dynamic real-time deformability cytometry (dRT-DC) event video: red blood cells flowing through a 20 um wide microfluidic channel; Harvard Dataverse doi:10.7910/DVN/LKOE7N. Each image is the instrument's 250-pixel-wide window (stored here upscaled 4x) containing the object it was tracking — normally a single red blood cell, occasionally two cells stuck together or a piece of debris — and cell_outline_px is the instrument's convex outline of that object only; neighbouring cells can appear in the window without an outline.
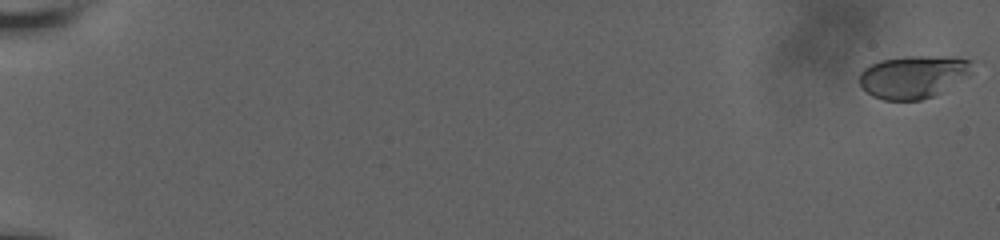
{"species": "human", "species_latin": "Homo sapiens", "temperature_condition": "room temperature", "stored_images_in_passage": 19, "camera_frame_rate_fps": 3000, "um_per_image_px": 0.085, "donor": {"sex": "male"}, "frame": {"image": 1, "passage_image": 1, "time_ms": 0.0, "image_size_px": [1000, 240], "cell_outline_px": [[972, 72], [968, 76], [940, 92], [932, 96], [920, 100], [884, 100], [872, 96], [860, 84], [860, 72], [864, 68], [880, 60], [904, 56], [956, 56], [968, 60]], "centroid_in_image_um": [77.62, 6.51], "position_along_channel_um": 7.4, "area_um2": 27.92}}
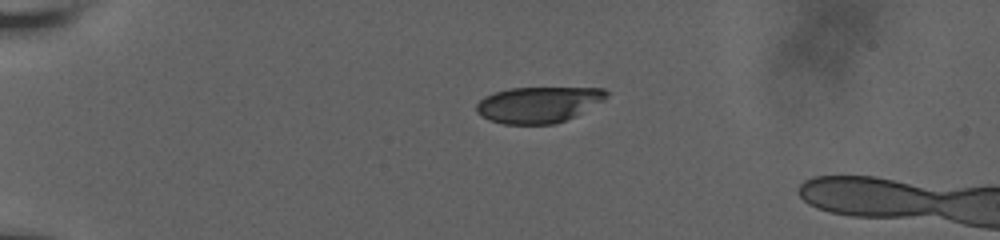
{"frame": {"image": 2, "passage_image": 14, "time_ms": 5.333, "image_size_px": [1000, 240], "cell_outline_px": [[608, 96], [604, 100], [576, 116], [552, 124], [504, 124], [488, 120], [480, 116], [476, 112], [476, 104], [484, 96], [508, 88], [604, 88], [608, 92]], "centroid_in_image_um": [45.74, 8.89], "position_along_channel_um": 39.3, "area_um2": 27.34}}